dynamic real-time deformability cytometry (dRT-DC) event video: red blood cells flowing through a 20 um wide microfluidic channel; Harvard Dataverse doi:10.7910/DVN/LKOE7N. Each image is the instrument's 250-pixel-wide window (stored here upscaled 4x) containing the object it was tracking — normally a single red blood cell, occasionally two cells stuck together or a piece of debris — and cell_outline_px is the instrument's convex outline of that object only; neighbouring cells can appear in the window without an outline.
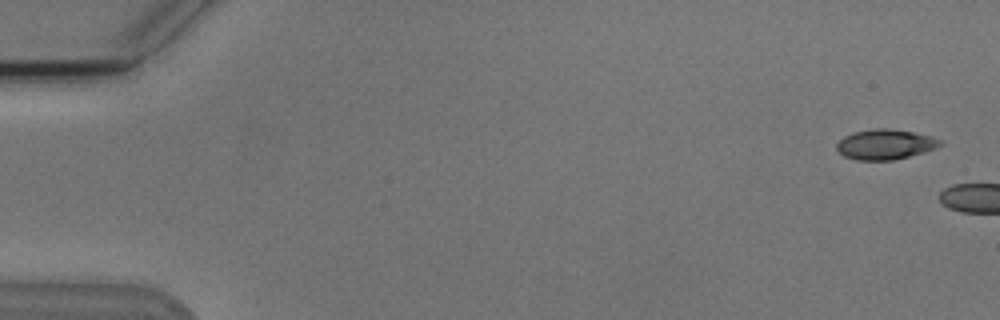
{"species": "Egyptian fruit bat (a non-hibernating species)", "species_latin": "Rousettus aegyptiacus", "temperature_condition": "cold", "stored_images_in_passage": 2, "camera_frame_rate_fps": 3000, "um_per_image_px": 0.085, "animal": {"sex": "male"}, "frame": {"image": 1, "passage_image": 1, "time_ms": 0.0, "image_size_px": [1000, 320], "cell_outline_px": [[944, 144], [936, 148], [924, 152], [892, 160], [856, 160], [844, 156], [836, 148], [836, 144], [844, 136], [852, 132], [876, 128], [892, 128], [932, 136], [940, 140]], "centroid_in_image_um": [75.24, 12.26], "position_along_channel_um": 9.8, "area_um2": 18.21}}